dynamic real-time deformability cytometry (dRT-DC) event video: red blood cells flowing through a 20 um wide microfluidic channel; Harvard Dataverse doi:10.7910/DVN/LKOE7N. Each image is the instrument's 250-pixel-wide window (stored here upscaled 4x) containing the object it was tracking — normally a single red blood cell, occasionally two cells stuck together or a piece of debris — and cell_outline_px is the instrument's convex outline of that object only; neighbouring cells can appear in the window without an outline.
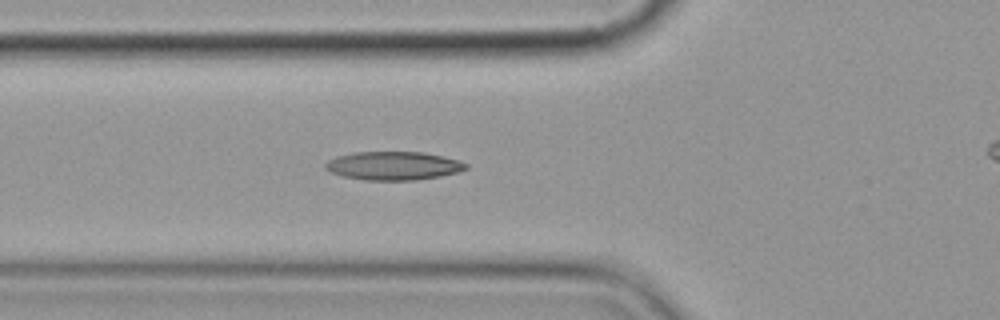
{"species": "common noctule bat (a hibernating species)", "species_latin": "Nyctalus noctula", "temperature_condition": "cold", "stored_images_in_passage": 6, "segment_of_instrument_passage": [1, 2], "camera_frame_rate_fps": 3000, "um_per_image_px": 0.085, "animal": {"sex": "female", "body_mass_g": 19.9}, "frame": {"image": 1, "passage_image": 5, "time_ms": 4.333, "image_size_px": [1000, 320], "cell_outline_px": [[468, 168], [456, 172], [440, 176], [416, 180], [364, 180], [344, 176], [332, 172], [324, 168], [324, 164], [328, 160], [336, 156], [352, 152], [424, 152], [456, 160], [468, 164]], "centroid_in_image_um": [33.4, 14.09], "position_along_channel_um": 92.4, "area_um2": 23.18}}